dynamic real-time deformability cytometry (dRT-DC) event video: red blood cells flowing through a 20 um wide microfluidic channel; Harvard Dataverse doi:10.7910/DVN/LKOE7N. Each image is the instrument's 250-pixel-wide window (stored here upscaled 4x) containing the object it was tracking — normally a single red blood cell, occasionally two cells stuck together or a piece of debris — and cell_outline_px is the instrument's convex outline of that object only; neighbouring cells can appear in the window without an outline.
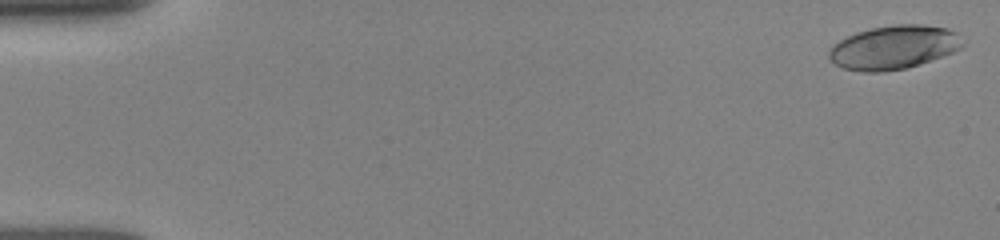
{"species": "human", "species_latin": "Homo sapiens", "temperature_condition": "room temperature", "stored_images_in_passage": 51, "camera_frame_rate_fps": 3000, "um_per_image_px": 0.085, "donor": {"sex": "female"}, "frame": {"image": 1, "passage_image": 1, "time_ms": 0.0, "image_size_px": [1000, 240], "cell_outline_px": [[964, 44], [960, 48], [952, 52], [920, 64], [908, 68], [884, 72], [864, 72], [844, 68], [828, 60], [828, 52], [832, 44], [856, 32], [872, 28], [896, 24], [924, 24], [948, 28], [956, 32]], "centroid_in_image_um": [75.94, 4.02], "position_along_channel_um": 9.1, "area_um2": 34.16}}
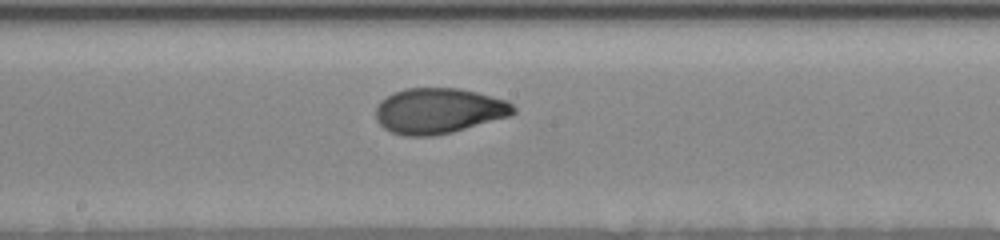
{"frame": {"image": 2, "passage_image": 28, "time_ms": 9.0, "image_size_px": [1000, 240], "cell_outline_px": [[516, 112], [512, 116], [452, 132], [436, 136], [404, 136], [392, 132], [384, 128], [376, 120], [376, 108], [380, 100], [404, 88], [460, 88], [508, 100], [516, 108]], "centroid_in_image_um": [37.32, 9.42], "position_along_channel_um": 210.9, "area_um2": 36.76}}
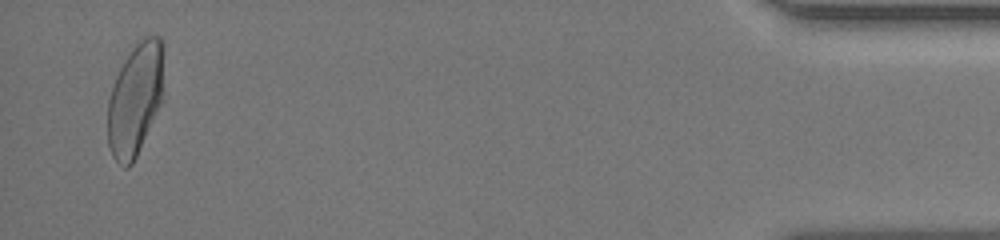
{"frame": {"image": 3, "passage_image": 50, "time_ms": 16.333, "image_size_px": [1000, 240], "cell_outline_px": [[164, 92], [160, 104], [136, 156], [132, 164], [128, 168], [124, 168], [112, 156], [108, 144], [108, 100], [116, 76], [120, 68], [136, 44], [140, 40], [148, 36], [160, 36], [164, 44]], "centroid_in_image_um": [11.52, 8.41], "position_along_channel_um": 423.7, "area_um2": 36.7}, "authors_computed_cell_mechanics": {"area_um2": 35.3736, "velocity_mm_per_s": 3.9241, "shape_relaxation_time_tau1_ms": 3.579, "shape_relaxation_time_tau2_ms": 1.2882, "deformation_change_tau1": 0.1644, "deformation_change_tau2": 0.0564}}